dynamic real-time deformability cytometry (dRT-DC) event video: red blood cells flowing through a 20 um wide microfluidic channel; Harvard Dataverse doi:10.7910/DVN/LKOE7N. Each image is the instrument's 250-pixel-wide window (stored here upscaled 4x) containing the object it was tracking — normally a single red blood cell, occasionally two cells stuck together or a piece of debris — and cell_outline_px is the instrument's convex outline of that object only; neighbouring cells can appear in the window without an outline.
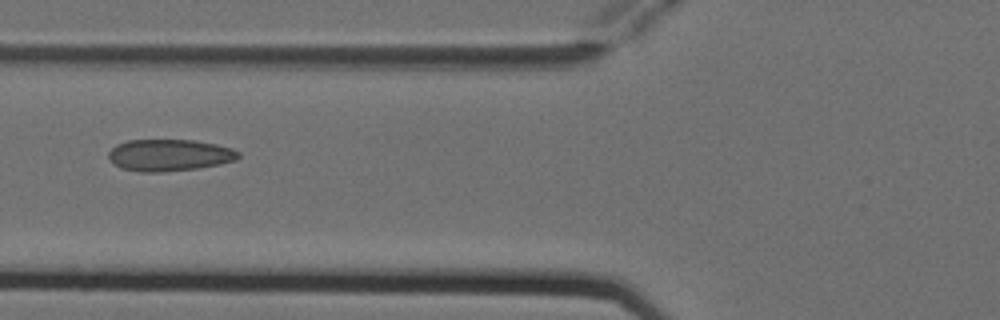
{"species": "Egyptian fruit bat (a non-hibernating species)", "species_latin": "Rousettus aegyptiacus", "temperature_condition": "cold", "stored_images_in_passage": 6, "camera_frame_rate_fps": 3000, "um_per_image_px": 0.085, "animal": {"sex": "female"}, "frame": {"image": 1, "passage_image": 5, "time_ms": 1.333, "image_size_px": [1000, 320], "cell_outline_px": [[240, 156], [236, 160], [220, 164], [200, 168], [164, 172], [140, 172], [120, 168], [108, 156], [108, 152], [116, 144], [128, 140], [192, 140], [216, 144], [232, 148], [240, 152]], "centroid_in_image_um": [14.42, 13.19], "position_along_channel_um": 111.4, "area_um2": 24.16}}
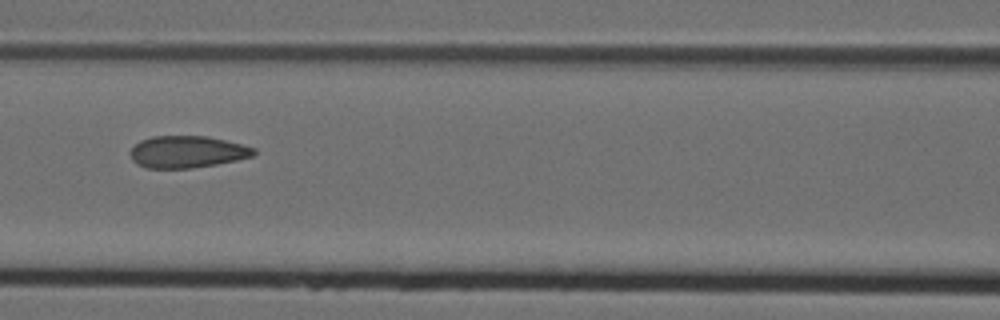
{"frame": {"image": 2, "passage_image": 6, "time_ms": 1.667, "image_size_px": [1000, 320], "cell_outline_px": [[256, 152], [252, 156], [236, 160], [216, 164], [192, 168], [148, 168], [136, 164], [132, 160], [128, 152], [140, 140], [152, 136], [208, 136], [256, 148]], "centroid_in_image_um": [15.87, 12.9], "position_along_channel_um": 150.7, "area_um2": 23.0}}